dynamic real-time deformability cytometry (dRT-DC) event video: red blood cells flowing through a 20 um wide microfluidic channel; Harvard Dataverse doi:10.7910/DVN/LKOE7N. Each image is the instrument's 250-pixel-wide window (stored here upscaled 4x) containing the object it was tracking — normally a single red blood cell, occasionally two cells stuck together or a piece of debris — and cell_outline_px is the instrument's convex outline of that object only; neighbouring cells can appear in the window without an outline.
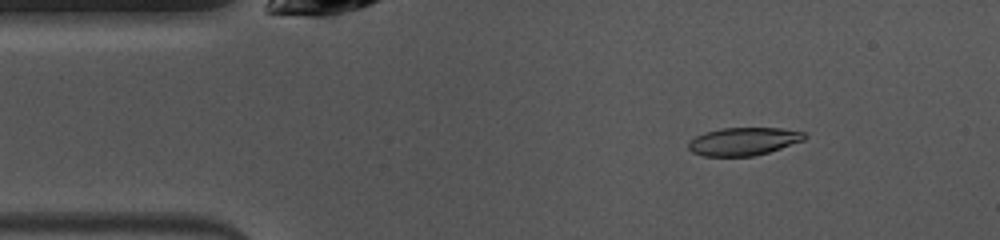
{"species": "common noctule bat (a hibernating species)", "species_latin": "Nyctalus noctula", "temperature_condition": "warm", "stored_images_in_passage": 48, "camera_frame_rate_fps": 3000, "um_per_image_px": 0.085, "animal": {"sex": "female", "body_mass_g": 10.0, "forearm_length_mm": 53.1}, "frame": {"image": 1, "passage_image": 6, "time_ms": 1.667, "image_size_px": [1000, 240], "cell_outline_px": [[808, 136], [804, 140], [768, 152], [752, 156], [704, 156], [692, 152], [688, 148], [688, 140], [704, 132], [720, 128], [780, 128], [804, 132]], "centroid_in_image_um": [63.17, 12.01], "position_along_channel_um": 21.8, "area_um2": 18.9}}
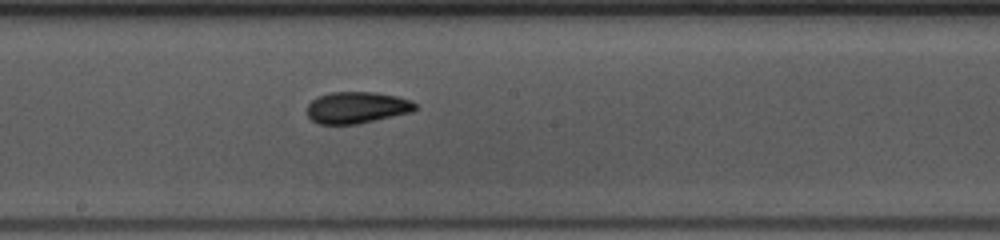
{"frame": {"image": 2, "passage_image": 24, "time_ms": 7.667, "image_size_px": [1000, 240], "cell_outline_px": [[420, 108], [412, 112], [356, 124], [316, 124], [308, 116], [308, 104], [312, 100], [320, 96], [332, 92], [376, 92], [396, 96], [412, 100]], "centroid_in_image_um": [30.37, 9.14], "position_along_channel_um": 217.8, "area_um2": 19.94}}
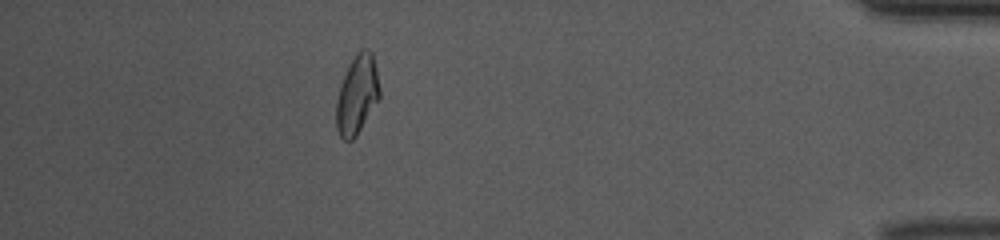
{"frame": {"image": 3, "passage_image": 42, "time_ms": 13.667, "image_size_px": [1000, 240], "cell_outline_px": [[380, 96], [356, 136], [352, 140], [344, 140], [340, 136], [336, 128], [336, 100], [340, 84], [352, 60], [364, 48], [368, 48], [372, 52], [376, 68], [380, 88]], "centroid_in_image_um": [30.34, 8.07], "position_along_channel_um": 404.9, "area_um2": 19.59}, "authors_computed_cell_mechanics": {"area_um2": 19.6809, "velocity_mm_per_s": 4.0448, "shape_relaxation_time_tau1_ms": 6.8925, "shape_relaxation_time_tau2_ms": 2.1565, "deformation_change_tau1": 0.1901, "deformation_change_tau2": 0.0788}}